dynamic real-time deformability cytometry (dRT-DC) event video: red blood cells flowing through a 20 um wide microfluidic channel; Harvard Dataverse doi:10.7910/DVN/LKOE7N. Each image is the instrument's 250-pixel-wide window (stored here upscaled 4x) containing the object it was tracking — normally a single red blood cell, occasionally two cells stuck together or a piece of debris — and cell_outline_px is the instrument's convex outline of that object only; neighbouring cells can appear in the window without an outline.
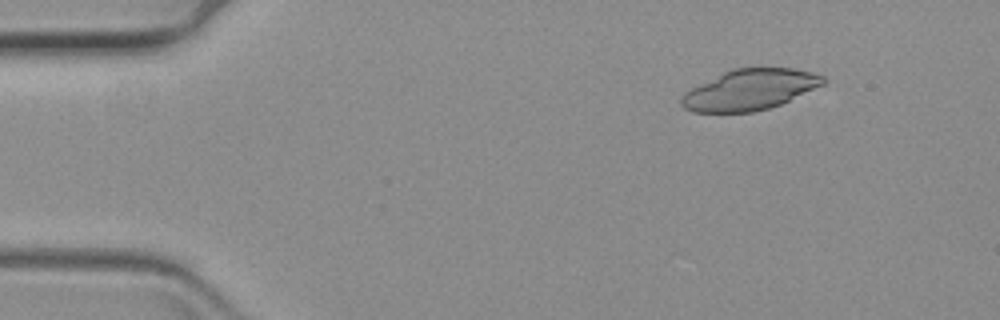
{"species": "common noctule bat (a hibernating species)", "species_latin": "Nyctalus noctula", "temperature_condition": "warm", "stored_images_in_passage": 27, "camera_frame_rate_fps": 3000, "um_per_image_px": 0.085, "animal": {"sex": "female", "body_mass_g": 19.3, "forearm_length_mm": 54.1}, "frame": {"image": 1, "passage_image": 2, "time_ms": 0.333, "image_size_px": [1000, 320], "cell_outline_px": [[824, 84], [780, 104], [768, 108], [752, 112], [692, 112], [684, 108], [680, 104], [680, 96], [684, 92], [732, 68], [792, 68], [812, 72], [824, 76]], "centroid_in_image_um": [63.7, 7.63], "position_along_channel_um": 21.3, "area_um2": 33.29}}
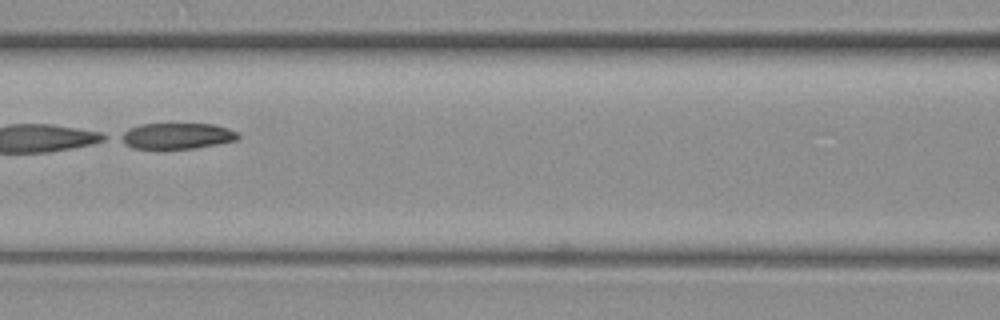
{"frame": {"image": 2, "passage_image": 22, "time_ms": 7.0, "image_size_px": [1000, 320], "cell_outline_px": [[240, 136], [236, 140], [196, 148], [160, 152], [132, 148], [116, 140], [116, 136], [128, 128], [140, 124], [212, 124], [228, 128], [236, 132]], "centroid_in_image_um": [14.88, 11.6], "position_along_channel_um": 151.7, "area_um2": 18.79}}